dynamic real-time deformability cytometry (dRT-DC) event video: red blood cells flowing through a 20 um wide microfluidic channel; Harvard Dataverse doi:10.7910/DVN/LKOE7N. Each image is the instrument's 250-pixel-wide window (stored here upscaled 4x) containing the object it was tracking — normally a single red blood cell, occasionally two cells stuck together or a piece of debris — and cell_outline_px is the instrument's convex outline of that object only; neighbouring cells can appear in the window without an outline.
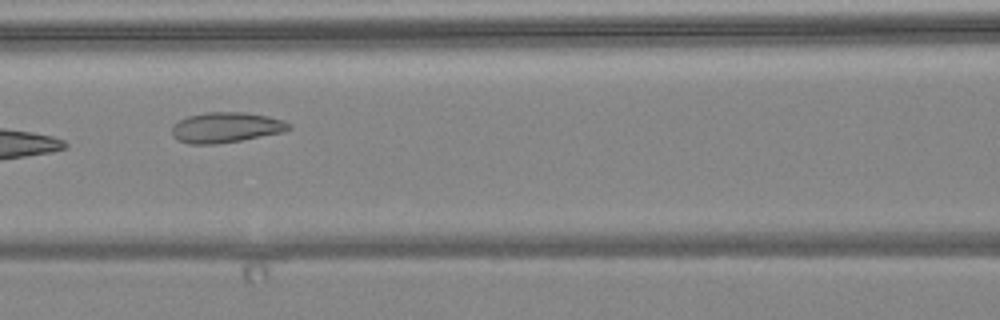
{"species": "common noctule bat (a hibernating species)", "species_latin": "Nyctalus noctula", "temperature_condition": "warm", "stored_images_in_passage": 8, "camera_frame_rate_fps": 3000, "um_per_image_px": 0.085, "animal": {"sex": "female", "body_mass_g": 24.6, "forearm_length_mm": 56.2}, "frame": {"image": 1, "passage_image": 6, "time_ms": 6.333, "image_size_px": [1000, 320], "cell_outline_px": [[292, 128], [280, 132], [240, 140], [216, 144], [188, 144], [176, 140], [172, 136], [172, 124], [188, 116], [204, 112], [244, 112], [268, 116], [292, 124]], "centroid_in_image_um": [19.14, 10.83], "position_along_channel_um": 147.5, "area_um2": 20.63}}
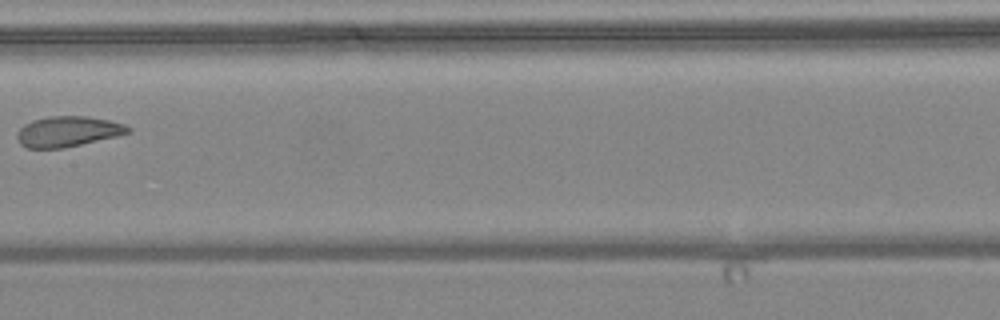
{"frame": {"image": 2, "passage_image": 7, "time_ms": 7.667, "image_size_px": [1000, 320], "cell_outline_px": [[132, 132], [116, 136], [64, 148], [28, 148], [20, 144], [16, 136], [16, 132], [24, 124], [32, 120], [48, 116], [84, 116], [108, 120], [124, 124], [132, 128]], "centroid_in_image_um": [5.75, 11.17], "position_along_channel_um": 201.7, "area_um2": 19.71}}
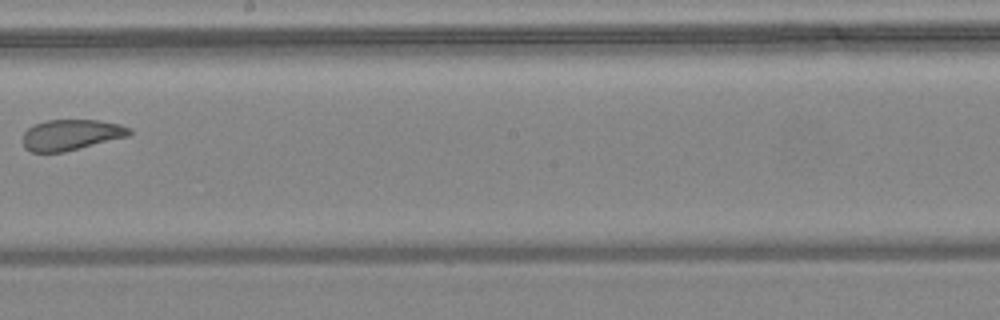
{"frame": {"image": 3, "passage_image": 8, "time_ms": 8.667, "image_size_px": [1000, 320], "cell_outline_px": [[132, 132], [128, 136], [64, 152], [32, 152], [24, 148], [24, 132], [28, 128], [36, 124], [48, 120], [100, 120], [120, 124], [132, 128]], "centroid_in_image_um": [6.07, 11.45], "position_along_channel_um": 242.1, "area_um2": 19.02}}